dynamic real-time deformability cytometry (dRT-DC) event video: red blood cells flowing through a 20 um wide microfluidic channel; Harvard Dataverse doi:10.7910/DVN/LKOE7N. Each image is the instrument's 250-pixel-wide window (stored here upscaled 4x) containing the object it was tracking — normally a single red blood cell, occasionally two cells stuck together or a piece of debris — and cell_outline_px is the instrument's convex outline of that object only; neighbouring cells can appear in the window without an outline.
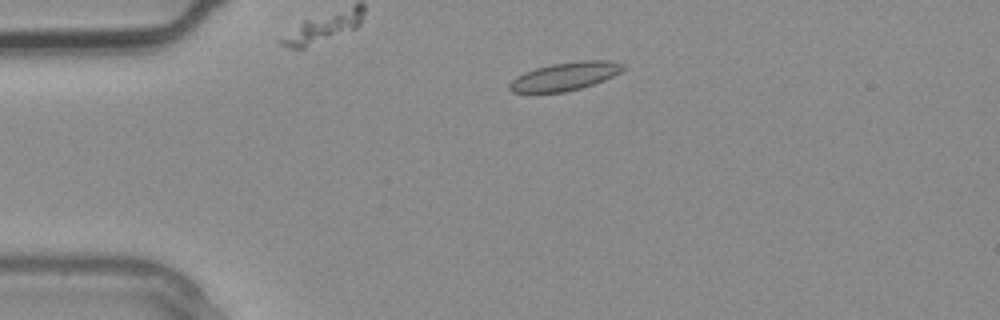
{"species": "common noctule bat (a hibernating species)", "species_latin": "Nyctalus noctula", "temperature_condition": "warm", "stored_images_in_passage": 3, "camera_frame_rate_fps": 3000, "um_per_image_px": 0.085, "animal": {"sex": "male", "body_mass_g": 20.4}, "frame": {"image": 1, "passage_image": 3, "time_ms": 0.667, "image_size_px": [1000, 320], "cell_outline_px": [[624, 68], [620, 72], [604, 80], [580, 88], [564, 92], [512, 92], [508, 88], [508, 84], [516, 76], [524, 72], [536, 68], [552, 64], [584, 60], [608, 60], [624, 64]], "centroid_in_image_um": [48.01, 6.48], "position_along_channel_um": 37.0, "area_um2": 18.44}}